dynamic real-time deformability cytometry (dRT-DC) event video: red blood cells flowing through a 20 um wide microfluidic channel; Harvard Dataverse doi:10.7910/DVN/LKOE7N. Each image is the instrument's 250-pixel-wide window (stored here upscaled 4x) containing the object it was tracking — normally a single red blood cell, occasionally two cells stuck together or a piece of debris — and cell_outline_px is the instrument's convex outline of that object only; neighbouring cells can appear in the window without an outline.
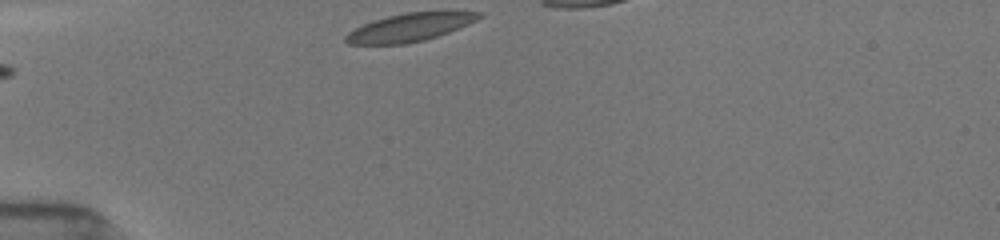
{"species": "common noctule bat (a hibernating species)", "species_latin": "Nyctalus noctula", "temperature_condition": "room temperature", "stored_images_in_passage": 6, "camera_frame_rate_fps": 3000, "um_per_image_px": 0.085, "animal": {"sex": "female", "body_mass_g": 19.5, "forearm_length_mm": 54.1}, "frame": {"image": 1, "passage_image": 1, "time_ms": 0.0, "image_size_px": [1000, 240], "cell_outline_px": [[484, 16], [468, 24], [448, 32], [424, 40], [408, 44], [348, 44], [344, 40], [344, 36], [348, 32], [364, 24], [388, 16], [404, 12], [484, 12]], "centroid_in_image_um": [34.81, 2.33], "position_along_channel_um": 50.2, "area_um2": 21.5}}